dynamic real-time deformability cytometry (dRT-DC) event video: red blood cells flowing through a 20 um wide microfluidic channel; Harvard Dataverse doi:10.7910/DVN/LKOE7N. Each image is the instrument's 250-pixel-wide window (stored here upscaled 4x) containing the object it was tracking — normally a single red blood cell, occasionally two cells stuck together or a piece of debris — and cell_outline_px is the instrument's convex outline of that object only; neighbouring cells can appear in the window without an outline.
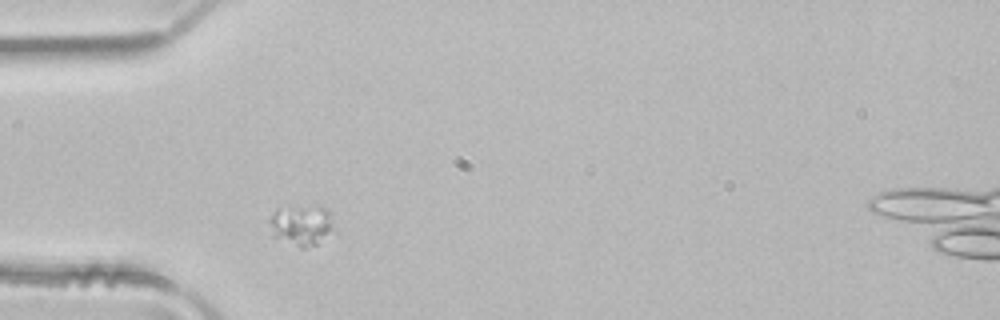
{"species": "common noctule bat (a hibernating species)", "species_latin": "Nyctalus noctula", "temperature_condition": "room temperature", "stored_images_in_passage": 1, "camera_frame_rate_fps": 3000, "um_per_image_px": 0.085, "animal": {"sex": "male", "body_mass_g": 21.5, "forearm_length_mm": 52.0}, "frame": {"image": 1, "passage_image": 1, "time_ms": 0.0, "image_size_px": [1000, 320], "cell_outline_px": [[332, 228], [316, 244], [304, 248], [300, 248], [272, 236], [268, 220], [276, 208], [288, 204], [320, 204], [328, 208], [332, 212]], "centroid_in_image_um": [25.58, 19.03], "position_along_channel_um": 59.4, "area_um2": 15.95}}